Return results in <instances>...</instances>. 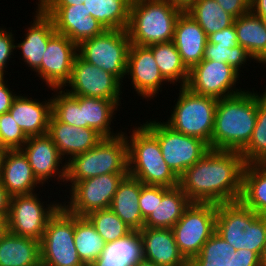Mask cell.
Wrapping results in <instances>:
<instances>
[{
  "mask_svg": "<svg viewBox=\"0 0 266 266\" xmlns=\"http://www.w3.org/2000/svg\"><path fill=\"white\" fill-rule=\"evenodd\" d=\"M3 151H5V149L1 146V139H0V153H2Z\"/></svg>",
  "mask_w": 266,
  "mask_h": 266,
  "instance_id": "57",
  "label": "cell"
},
{
  "mask_svg": "<svg viewBox=\"0 0 266 266\" xmlns=\"http://www.w3.org/2000/svg\"><path fill=\"white\" fill-rule=\"evenodd\" d=\"M143 259L142 240L138 231L105 245L100 257L89 266H133Z\"/></svg>",
  "mask_w": 266,
  "mask_h": 266,
  "instance_id": "31",
  "label": "cell"
},
{
  "mask_svg": "<svg viewBox=\"0 0 266 266\" xmlns=\"http://www.w3.org/2000/svg\"><path fill=\"white\" fill-rule=\"evenodd\" d=\"M0 178L11 197L34 193V188L40 185L27 157L20 149L5 150L1 153Z\"/></svg>",
  "mask_w": 266,
  "mask_h": 266,
  "instance_id": "21",
  "label": "cell"
},
{
  "mask_svg": "<svg viewBox=\"0 0 266 266\" xmlns=\"http://www.w3.org/2000/svg\"><path fill=\"white\" fill-rule=\"evenodd\" d=\"M47 135L54 142L61 156L71 158L95 147L104 137L92 128H83L50 117ZM70 155V156H68Z\"/></svg>",
  "mask_w": 266,
  "mask_h": 266,
  "instance_id": "22",
  "label": "cell"
},
{
  "mask_svg": "<svg viewBox=\"0 0 266 266\" xmlns=\"http://www.w3.org/2000/svg\"><path fill=\"white\" fill-rule=\"evenodd\" d=\"M121 81L113 74L76 56L66 92L72 96L97 97L108 100H120Z\"/></svg>",
  "mask_w": 266,
  "mask_h": 266,
  "instance_id": "15",
  "label": "cell"
},
{
  "mask_svg": "<svg viewBox=\"0 0 266 266\" xmlns=\"http://www.w3.org/2000/svg\"><path fill=\"white\" fill-rule=\"evenodd\" d=\"M35 12L34 22L26 31L25 39L15 48L22 51V60L36 72L41 67L48 40L56 31L52 19L39 6Z\"/></svg>",
  "mask_w": 266,
  "mask_h": 266,
  "instance_id": "25",
  "label": "cell"
},
{
  "mask_svg": "<svg viewBox=\"0 0 266 266\" xmlns=\"http://www.w3.org/2000/svg\"><path fill=\"white\" fill-rule=\"evenodd\" d=\"M130 45L127 30L106 29L102 34L81 42L78 55L123 82Z\"/></svg>",
  "mask_w": 266,
  "mask_h": 266,
  "instance_id": "8",
  "label": "cell"
},
{
  "mask_svg": "<svg viewBox=\"0 0 266 266\" xmlns=\"http://www.w3.org/2000/svg\"><path fill=\"white\" fill-rule=\"evenodd\" d=\"M126 74L131 76L134 91L146 99H153L166 81L147 46L130 45Z\"/></svg>",
  "mask_w": 266,
  "mask_h": 266,
  "instance_id": "19",
  "label": "cell"
},
{
  "mask_svg": "<svg viewBox=\"0 0 266 266\" xmlns=\"http://www.w3.org/2000/svg\"><path fill=\"white\" fill-rule=\"evenodd\" d=\"M157 199L158 186L144 184L141 186L139 205L144 219H146L154 211Z\"/></svg>",
  "mask_w": 266,
  "mask_h": 266,
  "instance_id": "43",
  "label": "cell"
},
{
  "mask_svg": "<svg viewBox=\"0 0 266 266\" xmlns=\"http://www.w3.org/2000/svg\"><path fill=\"white\" fill-rule=\"evenodd\" d=\"M172 5L186 11L196 0H167Z\"/></svg>",
  "mask_w": 266,
  "mask_h": 266,
  "instance_id": "52",
  "label": "cell"
},
{
  "mask_svg": "<svg viewBox=\"0 0 266 266\" xmlns=\"http://www.w3.org/2000/svg\"><path fill=\"white\" fill-rule=\"evenodd\" d=\"M216 233L237 250L259 256L266 244V215L255 213L240 200L217 204Z\"/></svg>",
  "mask_w": 266,
  "mask_h": 266,
  "instance_id": "4",
  "label": "cell"
},
{
  "mask_svg": "<svg viewBox=\"0 0 266 266\" xmlns=\"http://www.w3.org/2000/svg\"><path fill=\"white\" fill-rule=\"evenodd\" d=\"M58 92L53 99L52 115L60 122L67 123L72 126L81 127L80 116V99L77 96H72L63 89H51Z\"/></svg>",
  "mask_w": 266,
  "mask_h": 266,
  "instance_id": "40",
  "label": "cell"
},
{
  "mask_svg": "<svg viewBox=\"0 0 266 266\" xmlns=\"http://www.w3.org/2000/svg\"><path fill=\"white\" fill-rule=\"evenodd\" d=\"M11 196L8 194L6 189L2 184L0 178V215L8 216L9 215V205H10Z\"/></svg>",
  "mask_w": 266,
  "mask_h": 266,
  "instance_id": "49",
  "label": "cell"
},
{
  "mask_svg": "<svg viewBox=\"0 0 266 266\" xmlns=\"http://www.w3.org/2000/svg\"><path fill=\"white\" fill-rule=\"evenodd\" d=\"M132 0H85L88 16L94 17L105 29L126 30Z\"/></svg>",
  "mask_w": 266,
  "mask_h": 266,
  "instance_id": "33",
  "label": "cell"
},
{
  "mask_svg": "<svg viewBox=\"0 0 266 266\" xmlns=\"http://www.w3.org/2000/svg\"><path fill=\"white\" fill-rule=\"evenodd\" d=\"M258 95L257 120L252 136L240 152L245 164L266 163V88Z\"/></svg>",
  "mask_w": 266,
  "mask_h": 266,
  "instance_id": "37",
  "label": "cell"
},
{
  "mask_svg": "<svg viewBox=\"0 0 266 266\" xmlns=\"http://www.w3.org/2000/svg\"><path fill=\"white\" fill-rule=\"evenodd\" d=\"M128 137L130 139L126 135L129 175L144 185L179 186V177L163 159L158 139L144 125L136 127Z\"/></svg>",
  "mask_w": 266,
  "mask_h": 266,
  "instance_id": "5",
  "label": "cell"
},
{
  "mask_svg": "<svg viewBox=\"0 0 266 266\" xmlns=\"http://www.w3.org/2000/svg\"><path fill=\"white\" fill-rule=\"evenodd\" d=\"M75 215L63 206L49 219L40 241L41 263L47 266H85L74 243Z\"/></svg>",
  "mask_w": 266,
  "mask_h": 266,
  "instance_id": "10",
  "label": "cell"
},
{
  "mask_svg": "<svg viewBox=\"0 0 266 266\" xmlns=\"http://www.w3.org/2000/svg\"><path fill=\"white\" fill-rule=\"evenodd\" d=\"M37 266H47V265L40 262Z\"/></svg>",
  "mask_w": 266,
  "mask_h": 266,
  "instance_id": "58",
  "label": "cell"
},
{
  "mask_svg": "<svg viewBox=\"0 0 266 266\" xmlns=\"http://www.w3.org/2000/svg\"><path fill=\"white\" fill-rule=\"evenodd\" d=\"M239 74L227 63L203 59L189 70L185 87L198 95L222 99L242 92L235 88Z\"/></svg>",
  "mask_w": 266,
  "mask_h": 266,
  "instance_id": "14",
  "label": "cell"
},
{
  "mask_svg": "<svg viewBox=\"0 0 266 266\" xmlns=\"http://www.w3.org/2000/svg\"><path fill=\"white\" fill-rule=\"evenodd\" d=\"M235 252L236 249L215 232L200 253L188 262V266H229V260Z\"/></svg>",
  "mask_w": 266,
  "mask_h": 266,
  "instance_id": "39",
  "label": "cell"
},
{
  "mask_svg": "<svg viewBox=\"0 0 266 266\" xmlns=\"http://www.w3.org/2000/svg\"><path fill=\"white\" fill-rule=\"evenodd\" d=\"M74 243L78 256L85 266L97 260L106 245L90 221L86 217L77 215H75Z\"/></svg>",
  "mask_w": 266,
  "mask_h": 266,
  "instance_id": "36",
  "label": "cell"
},
{
  "mask_svg": "<svg viewBox=\"0 0 266 266\" xmlns=\"http://www.w3.org/2000/svg\"><path fill=\"white\" fill-rule=\"evenodd\" d=\"M142 240L143 259L158 266H188L180 253L172 229L143 228L138 231Z\"/></svg>",
  "mask_w": 266,
  "mask_h": 266,
  "instance_id": "20",
  "label": "cell"
},
{
  "mask_svg": "<svg viewBox=\"0 0 266 266\" xmlns=\"http://www.w3.org/2000/svg\"><path fill=\"white\" fill-rule=\"evenodd\" d=\"M247 58L253 59L249 52L240 44H237L233 48H228V46L215 45L208 41L205 46L203 57V59L227 63L238 72H240V68L243 66L242 64L246 63L248 60Z\"/></svg>",
  "mask_w": 266,
  "mask_h": 266,
  "instance_id": "41",
  "label": "cell"
},
{
  "mask_svg": "<svg viewBox=\"0 0 266 266\" xmlns=\"http://www.w3.org/2000/svg\"><path fill=\"white\" fill-rule=\"evenodd\" d=\"M85 0H39L38 6H69L81 5Z\"/></svg>",
  "mask_w": 266,
  "mask_h": 266,
  "instance_id": "50",
  "label": "cell"
},
{
  "mask_svg": "<svg viewBox=\"0 0 266 266\" xmlns=\"http://www.w3.org/2000/svg\"><path fill=\"white\" fill-rule=\"evenodd\" d=\"M126 134L117 137L103 138L92 149L68 158L66 162V178L72 185L99 175L129 174L128 146Z\"/></svg>",
  "mask_w": 266,
  "mask_h": 266,
  "instance_id": "6",
  "label": "cell"
},
{
  "mask_svg": "<svg viewBox=\"0 0 266 266\" xmlns=\"http://www.w3.org/2000/svg\"><path fill=\"white\" fill-rule=\"evenodd\" d=\"M229 266H262L260 256L250 250H237L229 260Z\"/></svg>",
  "mask_w": 266,
  "mask_h": 266,
  "instance_id": "46",
  "label": "cell"
},
{
  "mask_svg": "<svg viewBox=\"0 0 266 266\" xmlns=\"http://www.w3.org/2000/svg\"><path fill=\"white\" fill-rule=\"evenodd\" d=\"M85 217L106 244L125 238L133 232L110 208L93 211Z\"/></svg>",
  "mask_w": 266,
  "mask_h": 266,
  "instance_id": "38",
  "label": "cell"
},
{
  "mask_svg": "<svg viewBox=\"0 0 266 266\" xmlns=\"http://www.w3.org/2000/svg\"><path fill=\"white\" fill-rule=\"evenodd\" d=\"M147 47L152 51L157 66L166 82L174 84L179 81L178 83H181V87H185L189 77V70L183 64L174 42L156 43Z\"/></svg>",
  "mask_w": 266,
  "mask_h": 266,
  "instance_id": "34",
  "label": "cell"
},
{
  "mask_svg": "<svg viewBox=\"0 0 266 266\" xmlns=\"http://www.w3.org/2000/svg\"><path fill=\"white\" fill-rule=\"evenodd\" d=\"M8 216L0 215V240L8 233Z\"/></svg>",
  "mask_w": 266,
  "mask_h": 266,
  "instance_id": "53",
  "label": "cell"
},
{
  "mask_svg": "<svg viewBox=\"0 0 266 266\" xmlns=\"http://www.w3.org/2000/svg\"><path fill=\"white\" fill-rule=\"evenodd\" d=\"M39 7L52 19L56 33L67 36L76 45L106 30L94 17L88 16L84 4Z\"/></svg>",
  "mask_w": 266,
  "mask_h": 266,
  "instance_id": "17",
  "label": "cell"
},
{
  "mask_svg": "<svg viewBox=\"0 0 266 266\" xmlns=\"http://www.w3.org/2000/svg\"><path fill=\"white\" fill-rule=\"evenodd\" d=\"M182 12L167 0H132L126 29L131 44L149 46L173 41Z\"/></svg>",
  "mask_w": 266,
  "mask_h": 266,
  "instance_id": "3",
  "label": "cell"
},
{
  "mask_svg": "<svg viewBox=\"0 0 266 266\" xmlns=\"http://www.w3.org/2000/svg\"><path fill=\"white\" fill-rule=\"evenodd\" d=\"M260 260H261V265L266 266V244L261 253Z\"/></svg>",
  "mask_w": 266,
  "mask_h": 266,
  "instance_id": "55",
  "label": "cell"
},
{
  "mask_svg": "<svg viewBox=\"0 0 266 266\" xmlns=\"http://www.w3.org/2000/svg\"><path fill=\"white\" fill-rule=\"evenodd\" d=\"M190 203L179 186L174 188L158 186L157 204L154 211L145 219L144 228L172 229Z\"/></svg>",
  "mask_w": 266,
  "mask_h": 266,
  "instance_id": "26",
  "label": "cell"
},
{
  "mask_svg": "<svg viewBox=\"0 0 266 266\" xmlns=\"http://www.w3.org/2000/svg\"><path fill=\"white\" fill-rule=\"evenodd\" d=\"M0 139L5 150L21 149L28 139L9 112L0 115Z\"/></svg>",
  "mask_w": 266,
  "mask_h": 266,
  "instance_id": "42",
  "label": "cell"
},
{
  "mask_svg": "<svg viewBox=\"0 0 266 266\" xmlns=\"http://www.w3.org/2000/svg\"><path fill=\"white\" fill-rule=\"evenodd\" d=\"M238 44L244 47L254 60L266 63V27L260 17L248 12L234 19Z\"/></svg>",
  "mask_w": 266,
  "mask_h": 266,
  "instance_id": "30",
  "label": "cell"
},
{
  "mask_svg": "<svg viewBox=\"0 0 266 266\" xmlns=\"http://www.w3.org/2000/svg\"><path fill=\"white\" fill-rule=\"evenodd\" d=\"M133 266H158V265L154 264L151 261L142 259V260L138 261L137 263H135Z\"/></svg>",
  "mask_w": 266,
  "mask_h": 266,
  "instance_id": "54",
  "label": "cell"
},
{
  "mask_svg": "<svg viewBox=\"0 0 266 266\" xmlns=\"http://www.w3.org/2000/svg\"><path fill=\"white\" fill-rule=\"evenodd\" d=\"M16 94L10 91L6 85L4 78L0 79V115L7 113L12 106Z\"/></svg>",
  "mask_w": 266,
  "mask_h": 266,
  "instance_id": "48",
  "label": "cell"
},
{
  "mask_svg": "<svg viewBox=\"0 0 266 266\" xmlns=\"http://www.w3.org/2000/svg\"><path fill=\"white\" fill-rule=\"evenodd\" d=\"M180 93L171 117L165 122L173 130L205 141L211 149L218 99L198 95L180 86Z\"/></svg>",
  "mask_w": 266,
  "mask_h": 266,
  "instance_id": "7",
  "label": "cell"
},
{
  "mask_svg": "<svg viewBox=\"0 0 266 266\" xmlns=\"http://www.w3.org/2000/svg\"><path fill=\"white\" fill-rule=\"evenodd\" d=\"M142 185L140 180L128 174L119 183L110 206V209L133 231L144 228L145 219L139 205Z\"/></svg>",
  "mask_w": 266,
  "mask_h": 266,
  "instance_id": "27",
  "label": "cell"
},
{
  "mask_svg": "<svg viewBox=\"0 0 266 266\" xmlns=\"http://www.w3.org/2000/svg\"><path fill=\"white\" fill-rule=\"evenodd\" d=\"M8 112L27 137L45 135L52 115L51 98L38 102L17 95Z\"/></svg>",
  "mask_w": 266,
  "mask_h": 266,
  "instance_id": "24",
  "label": "cell"
},
{
  "mask_svg": "<svg viewBox=\"0 0 266 266\" xmlns=\"http://www.w3.org/2000/svg\"><path fill=\"white\" fill-rule=\"evenodd\" d=\"M258 93H241L218 99L211 149L241 152L251 139L257 120Z\"/></svg>",
  "mask_w": 266,
  "mask_h": 266,
  "instance_id": "2",
  "label": "cell"
},
{
  "mask_svg": "<svg viewBox=\"0 0 266 266\" xmlns=\"http://www.w3.org/2000/svg\"><path fill=\"white\" fill-rule=\"evenodd\" d=\"M20 150L27 157L35 178L42 186L56 175L57 180L65 181L66 163L59 168L64 158L47 134L28 137Z\"/></svg>",
  "mask_w": 266,
  "mask_h": 266,
  "instance_id": "18",
  "label": "cell"
},
{
  "mask_svg": "<svg viewBox=\"0 0 266 266\" xmlns=\"http://www.w3.org/2000/svg\"><path fill=\"white\" fill-rule=\"evenodd\" d=\"M216 212L215 203L191 202L172 227L178 249L188 262L216 232Z\"/></svg>",
  "mask_w": 266,
  "mask_h": 266,
  "instance_id": "9",
  "label": "cell"
},
{
  "mask_svg": "<svg viewBox=\"0 0 266 266\" xmlns=\"http://www.w3.org/2000/svg\"><path fill=\"white\" fill-rule=\"evenodd\" d=\"M13 34L5 29L0 28V77L4 78V69L7 68V62L10 60L15 48Z\"/></svg>",
  "mask_w": 266,
  "mask_h": 266,
  "instance_id": "44",
  "label": "cell"
},
{
  "mask_svg": "<svg viewBox=\"0 0 266 266\" xmlns=\"http://www.w3.org/2000/svg\"><path fill=\"white\" fill-rule=\"evenodd\" d=\"M240 201L260 215H266V163L245 164Z\"/></svg>",
  "mask_w": 266,
  "mask_h": 266,
  "instance_id": "32",
  "label": "cell"
},
{
  "mask_svg": "<svg viewBox=\"0 0 266 266\" xmlns=\"http://www.w3.org/2000/svg\"><path fill=\"white\" fill-rule=\"evenodd\" d=\"M221 8L234 18L250 12V0H215Z\"/></svg>",
  "mask_w": 266,
  "mask_h": 266,
  "instance_id": "47",
  "label": "cell"
},
{
  "mask_svg": "<svg viewBox=\"0 0 266 266\" xmlns=\"http://www.w3.org/2000/svg\"><path fill=\"white\" fill-rule=\"evenodd\" d=\"M258 17H260V18H261V20H262L263 24H264V25H265V27H266V16H258Z\"/></svg>",
  "mask_w": 266,
  "mask_h": 266,
  "instance_id": "56",
  "label": "cell"
},
{
  "mask_svg": "<svg viewBox=\"0 0 266 266\" xmlns=\"http://www.w3.org/2000/svg\"><path fill=\"white\" fill-rule=\"evenodd\" d=\"M250 12L256 16H266V0H250Z\"/></svg>",
  "mask_w": 266,
  "mask_h": 266,
  "instance_id": "51",
  "label": "cell"
},
{
  "mask_svg": "<svg viewBox=\"0 0 266 266\" xmlns=\"http://www.w3.org/2000/svg\"><path fill=\"white\" fill-rule=\"evenodd\" d=\"M128 174H104L70 184V202L62 206L71 214L85 217L97 210L110 208L119 183Z\"/></svg>",
  "mask_w": 266,
  "mask_h": 266,
  "instance_id": "13",
  "label": "cell"
},
{
  "mask_svg": "<svg viewBox=\"0 0 266 266\" xmlns=\"http://www.w3.org/2000/svg\"><path fill=\"white\" fill-rule=\"evenodd\" d=\"M41 262L40 241L8 232L0 240V266H37Z\"/></svg>",
  "mask_w": 266,
  "mask_h": 266,
  "instance_id": "29",
  "label": "cell"
},
{
  "mask_svg": "<svg viewBox=\"0 0 266 266\" xmlns=\"http://www.w3.org/2000/svg\"><path fill=\"white\" fill-rule=\"evenodd\" d=\"M80 99L81 127L92 128L104 138L119 136L121 132H111V121L120 100H108L97 97L77 96ZM114 134V135H113Z\"/></svg>",
  "mask_w": 266,
  "mask_h": 266,
  "instance_id": "28",
  "label": "cell"
},
{
  "mask_svg": "<svg viewBox=\"0 0 266 266\" xmlns=\"http://www.w3.org/2000/svg\"><path fill=\"white\" fill-rule=\"evenodd\" d=\"M185 12L200 25L207 36L232 26L235 19L215 0H196Z\"/></svg>",
  "mask_w": 266,
  "mask_h": 266,
  "instance_id": "35",
  "label": "cell"
},
{
  "mask_svg": "<svg viewBox=\"0 0 266 266\" xmlns=\"http://www.w3.org/2000/svg\"><path fill=\"white\" fill-rule=\"evenodd\" d=\"M77 55L78 45L67 36L55 33L48 40L41 67L36 73L51 89H64Z\"/></svg>",
  "mask_w": 266,
  "mask_h": 266,
  "instance_id": "16",
  "label": "cell"
},
{
  "mask_svg": "<svg viewBox=\"0 0 266 266\" xmlns=\"http://www.w3.org/2000/svg\"><path fill=\"white\" fill-rule=\"evenodd\" d=\"M143 125L158 139L163 159L178 177L210 150L205 141L177 132L165 122L149 120Z\"/></svg>",
  "mask_w": 266,
  "mask_h": 266,
  "instance_id": "11",
  "label": "cell"
},
{
  "mask_svg": "<svg viewBox=\"0 0 266 266\" xmlns=\"http://www.w3.org/2000/svg\"><path fill=\"white\" fill-rule=\"evenodd\" d=\"M244 166L240 152L210 149L179 177V187L191 202L239 201Z\"/></svg>",
  "mask_w": 266,
  "mask_h": 266,
  "instance_id": "1",
  "label": "cell"
},
{
  "mask_svg": "<svg viewBox=\"0 0 266 266\" xmlns=\"http://www.w3.org/2000/svg\"><path fill=\"white\" fill-rule=\"evenodd\" d=\"M37 197L36 193H31L14 195L10 198L8 215L10 233L41 241L49 219L62 206V203L53 202L45 207Z\"/></svg>",
  "mask_w": 266,
  "mask_h": 266,
  "instance_id": "12",
  "label": "cell"
},
{
  "mask_svg": "<svg viewBox=\"0 0 266 266\" xmlns=\"http://www.w3.org/2000/svg\"><path fill=\"white\" fill-rule=\"evenodd\" d=\"M208 42L215 45L228 46V48L236 46L238 44V40L234 24L228 28L208 35Z\"/></svg>",
  "mask_w": 266,
  "mask_h": 266,
  "instance_id": "45",
  "label": "cell"
},
{
  "mask_svg": "<svg viewBox=\"0 0 266 266\" xmlns=\"http://www.w3.org/2000/svg\"><path fill=\"white\" fill-rule=\"evenodd\" d=\"M207 41L204 30L183 11L176 21L173 42L188 70L203 60Z\"/></svg>",
  "mask_w": 266,
  "mask_h": 266,
  "instance_id": "23",
  "label": "cell"
}]
</instances>
